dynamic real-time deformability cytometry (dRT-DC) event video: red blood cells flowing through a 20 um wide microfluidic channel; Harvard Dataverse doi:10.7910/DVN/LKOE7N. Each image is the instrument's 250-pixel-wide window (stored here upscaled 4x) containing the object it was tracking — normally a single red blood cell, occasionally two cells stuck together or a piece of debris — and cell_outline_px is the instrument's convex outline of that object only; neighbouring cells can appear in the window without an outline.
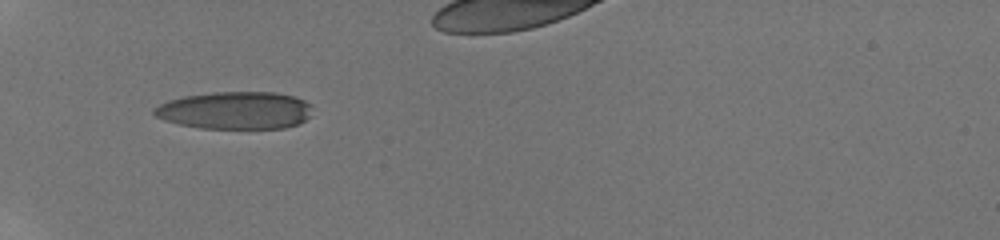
{"species": "human", "species_latin": "Homo sapiens", "temperature_condition": "room temperature", "stored_images_in_passage": 5, "camera_frame_rate_fps": 3000, "um_per_image_px": 0.085, "donor": {"sex": "male"}, "frame": {"image": 1, "passage_image": 2, "time_ms": 0.667, "image_size_px": [1000, 240], "cell_outline_px": [[312, 104], [308, 116], [300, 124], [284, 128], [200, 128], [180, 124], [164, 120], [156, 116], [152, 112], [152, 108], [168, 100], [184, 96], [212, 92], [276, 92], [292, 96], [304, 100]], "centroid_in_image_um": [19.98, 9.38], "position_along_channel_um": 65.0, "area_um2": 34.62}}
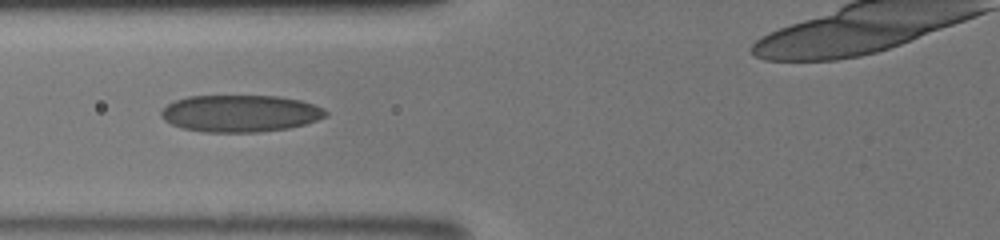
{"frame": {"image": 2, "passage_image": 4, "time_ms": 2.0, "image_size_px": [1000, 240], "cell_outline_px": [[328, 112], [324, 116], [316, 120], [304, 124], [288, 128], [260, 132], [204, 132], [180, 128], [164, 120], [160, 116], [160, 112], [168, 104], [176, 100], [188, 96], [276, 96], [300, 100], [324, 108]], "centroid_in_image_um": [20.39, 9.64], "position_along_channel_um": 105.4, "area_um2": 35.37}}